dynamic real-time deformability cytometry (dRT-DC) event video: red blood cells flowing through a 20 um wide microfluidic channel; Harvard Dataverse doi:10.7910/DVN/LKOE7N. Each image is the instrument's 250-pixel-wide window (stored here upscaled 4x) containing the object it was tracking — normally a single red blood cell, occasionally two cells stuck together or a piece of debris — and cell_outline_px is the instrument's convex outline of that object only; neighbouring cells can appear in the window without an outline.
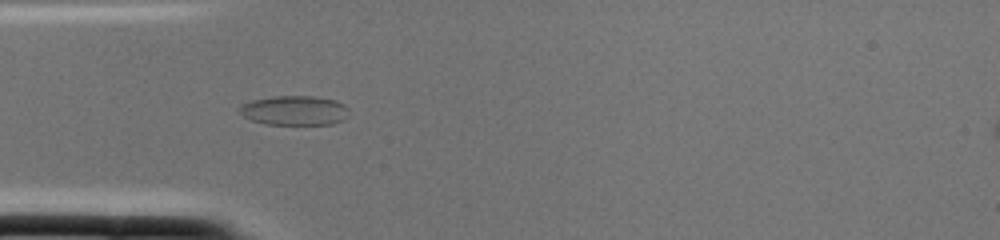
{"species": "common noctule bat (a hibernating species)", "species_latin": "Nyctalus noctula", "temperature_condition": "cold", "stored_images_in_passage": 1, "camera_frame_rate_fps": 3000, "um_per_image_px": 0.085, "animal": {"sex": "female", "body_mass_g": 22.0, "forearm_length_mm": 56.7}, "frame": {"image": 1, "passage_image": 1, "time_ms": 0.0, "image_size_px": [1000, 240], "cell_outline_px": [[348, 108], [344, 120], [332, 124], [264, 124], [252, 120], [244, 116], [240, 112], [240, 104], [252, 100], [272, 96], [312, 96], [336, 100], [344, 104]], "centroid_in_image_um": [25.02, 9.38], "position_along_channel_um": 60.0, "area_um2": 18.79}}